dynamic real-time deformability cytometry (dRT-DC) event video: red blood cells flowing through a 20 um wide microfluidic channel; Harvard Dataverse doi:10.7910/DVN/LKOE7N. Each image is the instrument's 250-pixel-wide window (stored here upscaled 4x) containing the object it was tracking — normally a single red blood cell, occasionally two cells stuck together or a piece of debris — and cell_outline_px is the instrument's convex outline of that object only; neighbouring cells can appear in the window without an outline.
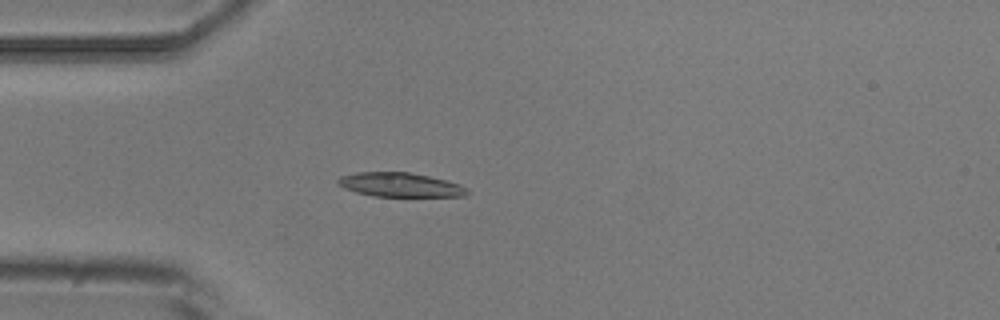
{"species": "common noctule bat (a hibernating species)", "species_latin": "Nyctalus noctula", "temperature_condition": "room temperature", "stored_images_in_passage": 2, "camera_frame_rate_fps": 3000, "um_per_image_px": 0.085, "animal": {"sex": "male", "body_mass_g": 20.5, "forearm_length_mm": 52.5}, "frame": {"image": 1, "passage_image": 2, "time_ms": 1.0, "image_size_px": [1000, 320], "cell_outline_px": [[468, 192], [464, 196], [372, 196], [356, 192], [344, 188], [336, 184], [336, 180], [340, 176], [356, 172], [408, 172], [428, 176], [460, 184], [468, 188]], "centroid_in_image_um": [33.96, 15.7], "position_along_channel_um": 51.0, "area_um2": 18.15}}